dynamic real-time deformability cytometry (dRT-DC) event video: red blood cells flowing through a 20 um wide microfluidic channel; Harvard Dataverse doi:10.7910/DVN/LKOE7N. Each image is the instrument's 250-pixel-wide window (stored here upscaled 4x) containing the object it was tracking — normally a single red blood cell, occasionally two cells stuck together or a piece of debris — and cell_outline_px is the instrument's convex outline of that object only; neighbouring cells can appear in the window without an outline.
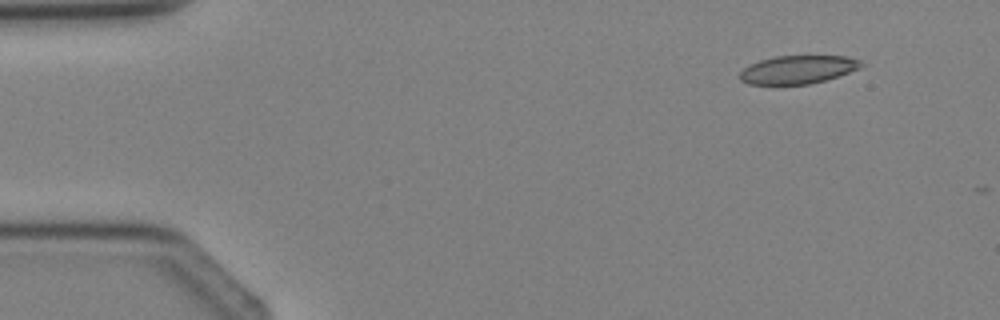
{"species": "Egyptian fruit bat (a non-hibernating species)", "species_latin": "Rousettus aegyptiacus", "temperature_condition": "cold", "stored_images_in_passage": 2, "camera_frame_rate_fps": 3000, "um_per_image_px": 0.085, "animal": {"sex": "female"}, "frame": {"image": 1, "passage_image": 1, "time_ms": 0.0, "image_size_px": [1000, 320], "cell_outline_px": [[864, 64], [860, 68], [824, 80], [808, 84], [748, 84], [740, 80], [740, 72], [744, 68], [760, 60], [776, 56], [848, 56], [860, 60]], "centroid_in_image_um": [67.82, 5.91], "position_along_channel_um": 17.2, "area_um2": 19.71}}